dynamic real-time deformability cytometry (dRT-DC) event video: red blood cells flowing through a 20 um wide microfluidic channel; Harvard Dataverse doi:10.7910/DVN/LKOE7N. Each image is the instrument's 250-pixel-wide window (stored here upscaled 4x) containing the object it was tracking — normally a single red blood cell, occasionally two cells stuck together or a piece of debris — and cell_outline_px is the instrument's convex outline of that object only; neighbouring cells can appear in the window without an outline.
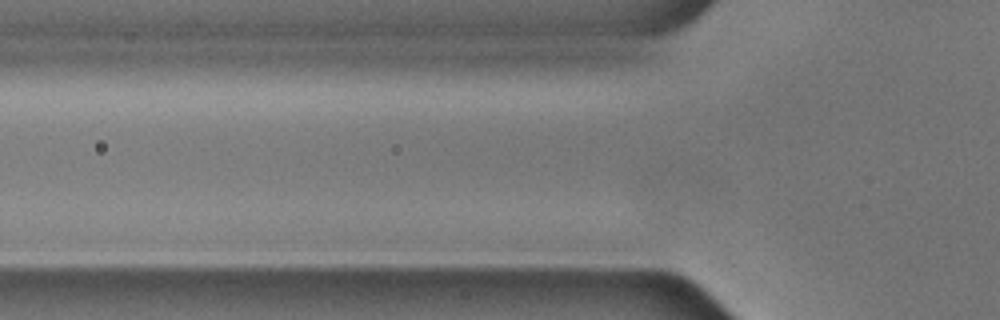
{"species": "common noctule bat (a hibernating species)", "species_latin": "Nyctalus noctula", "temperature_condition": "cold", "stored_images_in_passage": 7, "camera_frame_rate_fps": 3000, "um_per_image_px": 0.085, "animal": {"sex": "male", "body_mass_g": 17.9, "forearm_length_mm": 54.2}, "frame": {"image": 1, "passage_image": 2, "time_ms": 0.333, "image_size_px": [1000, 320], "cell_outline_px": [[616, 120], [612, 124], [476, 128], [448, 120], [452, 116], [472, 112], [604, 112], [612, 116]], "centroid_in_image_um": [45.17, 10.12], "position_along_channel_um": 80.6, "area_um2": 15.72}}